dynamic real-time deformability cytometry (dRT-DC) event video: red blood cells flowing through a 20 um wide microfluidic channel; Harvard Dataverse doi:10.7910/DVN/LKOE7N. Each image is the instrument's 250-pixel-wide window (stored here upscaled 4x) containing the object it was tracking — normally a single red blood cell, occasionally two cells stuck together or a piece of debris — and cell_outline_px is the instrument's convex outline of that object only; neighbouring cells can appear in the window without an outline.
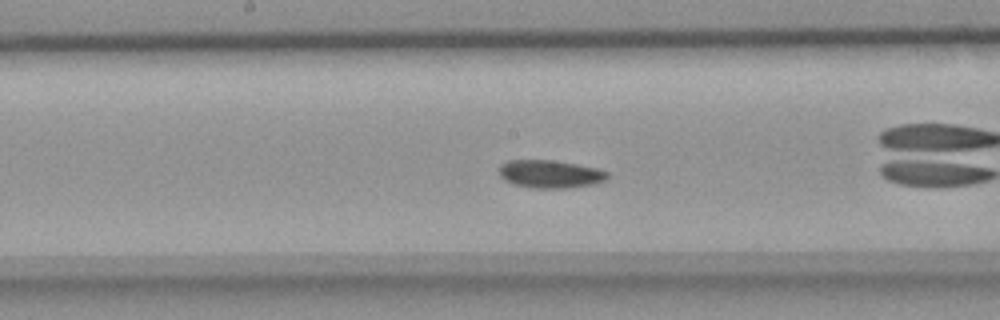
{"species": "common noctule bat (a hibernating species)", "species_latin": "Nyctalus noctula", "temperature_condition": "room temperature", "stored_images_in_passage": 35, "camera_frame_rate_fps": 3000, "um_per_image_px": 0.085, "animal": {"sex": "female", "body_mass_g": 18.4}, "frame": {"image": 1, "passage_image": 11, "time_ms": 3.333, "image_size_px": [1000, 320], "cell_outline_px": [[608, 176], [604, 180], [592, 184], [568, 188], [532, 188], [516, 184], [504, 180], [500, 176], [500, 164], [508, 160], [552, 160], [576, 164], [596, 168], [608, 172]], "centroid_in_image_um": [46.74, 14.79], "position_along_channel_um": 201.5, "area_um2": 17.46}}